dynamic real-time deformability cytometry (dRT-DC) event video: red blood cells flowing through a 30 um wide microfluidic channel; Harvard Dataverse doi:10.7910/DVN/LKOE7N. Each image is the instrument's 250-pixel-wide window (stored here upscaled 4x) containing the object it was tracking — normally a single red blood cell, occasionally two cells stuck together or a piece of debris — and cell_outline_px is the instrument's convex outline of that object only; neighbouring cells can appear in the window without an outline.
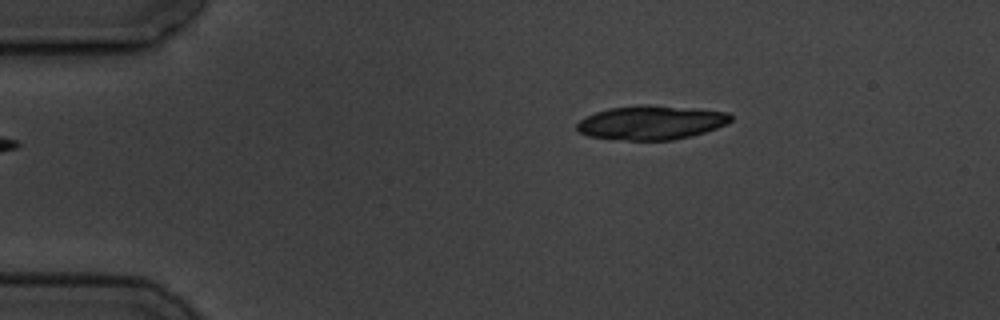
{"species": "common noctule bat (a hibernating species)", "species_latin": "Nyctalus noctula", "temperature_condition": "cold", "stored_images_in_passage": 2, "camera_frame_rate_fps": 3000, "um_per_image_px": 0.085, "animal": {"sex": "male", "body_mass_g": 19.5, "forearm_length_mm": 54.6}, "frame": {"image": 1, "passage_image": 2, "time_ms": 1.0, "image_size_px": [1000, 320], "cell_outline_px": [[732, 120], [716, 128], [692, 136], [672, 140], [628, 140], [588, 136], [580, 132], [576, 128], [576, 124], [580, 120], [596, 112], [612, 108], [672, 108], [728, 112], [732, 116]], "centroid_in_image_um": [55.33, 10.48], "position_along_channel_um": 29.7, "area_um2": 28.78}}